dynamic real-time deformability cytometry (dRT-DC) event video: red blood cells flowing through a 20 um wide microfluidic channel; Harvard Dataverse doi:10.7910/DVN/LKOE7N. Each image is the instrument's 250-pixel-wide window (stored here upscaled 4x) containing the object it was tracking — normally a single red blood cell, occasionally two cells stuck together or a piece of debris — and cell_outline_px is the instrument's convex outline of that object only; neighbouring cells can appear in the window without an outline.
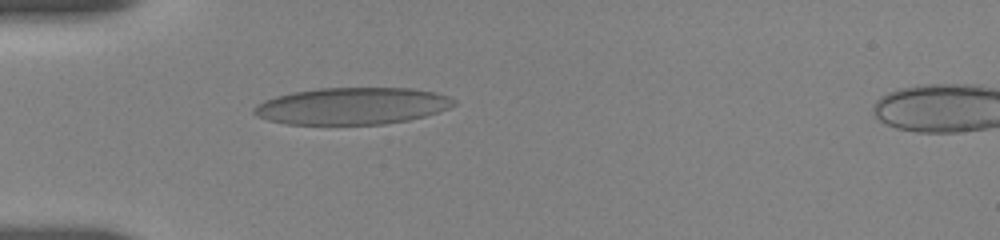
{"species": "human", "species_latin": "Homo sapiens", "temperature_condition": "room temperature", "stored_images_in_passage": 6, "camera_frame_rate_fps": 3000, "um_per_image_px": 0.085, "donor": {"sex": "female"}, "frame": {"image": 1, "passage_image": 1, "time_ms": 0.0, "image_size_px": [1000, 240], "cell_outline_px": [[456, 104], [448, 108], [424, 116], [408, 120], [384, 124], [284, 124], [268, 120], [256, 116], [252, 112], [252, 108], [256, 104], [264, 100], [276, 96], [292, 92], [320, 88], [412, 88], [436, 92], [448, 96], [456, 100]], "centroid_in_image_um": [29.9, 9.01], "position_along_channel_um": 55.1, "area_um2": 43.12}}
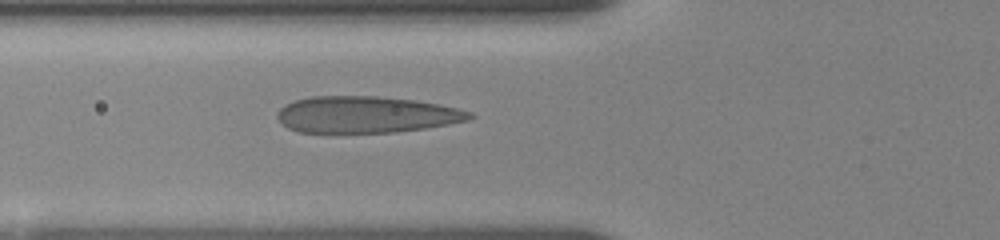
{"frame": {"image": 2, "passage_image": 6, "time_ms": 1.333, "image_size_px": [1000, 240], "cell_outline_px": [[476, 116], [468, 120], [448, 124], [424, 128], [396, 132], [300, 132], [288, 128], [276, 116], [276, 112], [284, 104], [296, 100], [312, 96], [376, 96], [416, 100], [456, 108], [472, 112]], "centroid_in_image_um": [31.11, 9.73], "position_along_channel_um": 94.7, "area_um2": 40.81}}